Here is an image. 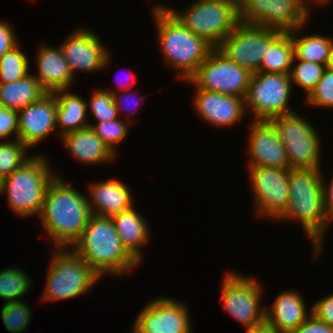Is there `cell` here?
I'll use <instances>...</instances> for the list:
<instances>
[{"instance_id":"13","label":"cell","mask_w":333,"mask_h":333,"mask_svg":"<svg viewBox=\"0 0 333 333\" xmlns=\"http://www.w3.org/2000/svg\"><path fill=\"white\" fill-rule=\"evenodd\" d=\"M283 31L240 23L217 47L250 73L259 71L270 44Z\"/></svg>"},{"instance_id":"15","label":"cell","mask_w":333,"mask_h":333,"mask_svg":"<svg viewBox=\"0 0 333 333\" xmlns=\"http://www.w3.org/2000/svg\"><path fill=\"white\" fill-rule=\"evenodd\" d=\"M145 305L132 326L136 333H193L185 303L158 297Z\"/></svg>"},{"instance_id":"31","label":"cell","mask_w":333,"mask_h":333,"mask_svg":"<svg viewBox=\"0 0 333 333\" xmlns=\"http://www.w3.org/2000/svg\"><path fill=\"white\" fill-rule=\"evenodd\" d=\"M29 147L18 138L0 141V177L6 178L23 166L32 156L27 157Z\"/></svg>"},{"instance_id":"7","label":"cell","mask_w":333,"mask_h":333,"mask_svg":"<svg viewBox=\"0 0 333 333\" xmlns=\"http://www.w3.org/2000/svg\"><path fill=\"white\" fill-rule=\"evenodd\" d=\"M166 7L186 28L215 48L241 23L238 0H198L180 12Z\"/></svg>"},{"instance_id":"35","label":"cell","mask_w":333,"mask_h":333,"mask_svg":"<svg viewBox=\"0 0 333 333\" xmlns=\"http://www.w3.org/2000/svg\"><path fill=\"white\" fill-rule=\"evenodd\" d=\"M90 97V104L87 107H89L91 114L97 120L96 123L118 119L119 115L111 92L106 91L105 88H98L94 90Z\"/></svg>"},{"instance_id":"44","label":"cell","mask_w":333,"mask_h":333,"mask_svg":"<svg viewBox=\"0 0 333 333\" xmlns=\"http://www.w3.org/2000/svg\"><path fill=\"white\" fill-rule=\"evenodd\" d=\"M131 75V74H130ZM129 75V77H131L132 78V81H133V83H131V82H129V83H127V84H129L130 86H128L127 84V86L123 83V84H121V85H119V88L118 89H115V91H113V90H108V89H105L106 91H109V92H111L112 94L113 93H117V92H120L121 91V89H122V91H126V90H130L129 88L130 87H132V85H134V83H136L137 82V78H136V76H135V74H132L131 76ZM119 84V83H118ZM118 86V85H117ZM127 88H126V87ZM125 87V88H124Z\"/></svg>"},{"instance_id":"34","label":"cell","mask_w":333,"mask_h":333,"mask_svg":"<svg viewBox=\"0 0 333 333\" xmlns=\"http://www.w3.org/2000/svg\"><path fill=\"white\" fill-rule=\"evenodd\" d=\"M126 123V124H125ZM132 123L124 122L122 119L118 118L113 121L100 122V123H89L96 135L111 149V151L116 155L118 152L116 147L124 141L129 132L128 125Z\"/></svg>"},{"instance_id":"14","label":"cell","mask_w":333,"mask_h":333,"mask_svg":"<svg viewBox=\"0 0 333 333\" xmlns=\"http://www.w3.org/2000/svg\"><path fill=\"white\" fill-rule=\"evenodd\" d=\"M257 218L278 219L289 202V169L247 167Z\"/></svg>"},{"instance_id":"38","label":"cell","mask_w":333,"mask_h":333,"mask_svg":"<svg viewBox=\"0 0 333 333\" xmlns=\"http://www.w3.org/2000/svg\"><path fill=\"white\" fill-rule=\"evenodd\" d=\"M310 308L312 315L316 319L333 327V293L315 301Z\"/></svg>"},{"instance_id":"42","label":"cell","mask_w":333,"mask_h":333,"mask_svg":"<svg viewBox=\"0 0 333 333\" xmlns=\"http://www.w3.org/2000/svg\"><path fill=\"white\" fill-rule=\"evenodd\" d=\"M322 185L326 215L330 221H333V178L326 186L323 179Z\"/></svg>"},{"instance_id":"4","label":"cell","mask_w":333,"mask_h":333,"mask_svg":"<svg viewBox=\"0 0 333 333\" xmlns=\"http://www.w3.org/2000/svg\"><path fill=\"white\" fill-rule=\"evenodd\" d=\"M154 6L157 42L163 59L167 66L179 71L177 78L186 82L215 47L186 28L164 4Z\"/></svg>"},{"instance_id":"1","label":"cell","mask_w":333,"mask_h":333,"mask_svg":"<svg viewBox=\"0 0 333 333\" xmlns=\"http://www.w3.org/2000/svg\"><path fill=\"white\" fill-rule=\"evenodd\" d=\"M86 196L59 175L50 184L38 217L55 248L71 249L81 236L92 215Z\"/></svg>"},{"instance_id":"43","label":"cell","mask_w":333,"mask_h":333,"mask_svg":"<svg viewBox=\"0 0 333 333\" xmlns=\"http://www.w3.org/2000/svg\"><path fill=\"white\" fill-rule=\"evenodd\" d=\"M245 331L246 333H280L273 326L269 325L266 321L261 325L246 329Z\"/></svg>"},{"instance_id":"17","label":"cell","mask_w":333,"mask_h":333,"mask_svg":"<svg viewBox=\"0 0 333 333\" xmlns=\"http://www.w3.org/2000/svg\"><path fill=\"white\" fill-rule=\"evenodd\" d=\"M249 125L248 167L290 169L284 144L270 120H252Z\"/></svg>"},{"instance_id":"40","label":"cell","mask_w":333,"mask_h":333,"mask_svg":"<svg viewBox=\"0 0 333 333\" xmlns=\"http://www.w3.org/2000/svg\"><path fill=\"white\" fill-rule=\"evenodd\" d=\"M291 333H333V327L316 319L312 314Z\"/></svg>"},{"instance_id":"16","label":"cell","mask_w":333,"mask_h":333,"mask_svg":"<svg viewBox=\"0 0 333 333\" xmlns=\"http://www.w3.org/2000/svg\"><path fill=\"white\" fill-rule=\"evenodd\" d=\"M74 78L77 71L87 73L105 69L110 63L109 51L102 44L98 35L87 28H79L68 34L60 44Z\"/></svg>"},{"instance_id":"27","label":"cell","mask_w":333,"mask_h":333,"mask_svg":"<svg viewBox=\"0 0 333 333\" xmlns=\"http://www.w3.org/2000/svg\"><path fill=\"white\" fill-rule=\"evenodd\" d=\"M303 26L290 31L294 46V57L300 60L326 65L329 50L333 42L332 37L322 34H300ZM299 32V35H298Z\"/></svg>"},{"instance_id":"47","label":"cell","mask_w":333,"mask_h":333,"mask_svg":"<svg viewBox=\"0 0 333 333\" xmlns=\"http://www.w3.org/2000/svg\"><path fill=\"white\" fill-rule=\"evenodd\" d=\"M1 185H2V178L0 177V191H1Z\"/></svg>"},{"instance_id":"9","label":"cell","mask_w":333,"mask_h":333,"mask_svg":"<svg viewBox=\"0 0 333 333\" xmlns=\"http://www.w3.org/2000/svg\"><path fill=\"white\" fill-rule=\"evenodd\" d=\"M308 2V0H238V13L241 23L290 32L307 24L310 16Z\"/></svg>"},{"instance_id":"18","label":"cell","mask_w":333,"mask_h":333,"mask_svg":"<svg viewBox=\"0 0 333 333\" xmlns=\"http://www.w3.org/2000/svg\"><path fill=\"white\" fill-rule=\"evenodd\" d=\"M57 100L54 93H46L38 101L18 111L17 138L33 148L56 130Z\"/></svg>"},{"instance_id":"41","label":"cell","mask_w":333,"mask_h":333,"mask_svg":"<svg viewBox=\"0 0 333 333\" xmlns=\"http://www.w3.org/2000/svg\"><path fill=\"white\" fill-rule=\"evenodd\" d=\"M125 92H126V94H125ZM120 93V94H119ZM131 94V96L129 97V94H128V92H127V90L125 91L124 90V93L123 94H121V91L120 92H117V93H113V98H114V103H115V106H116V109H117V112H118V115H121V112L124 110V108L125 107H132L131 108V111L133 110V106H134V103H136V106H137V103H138V105H139V102H138V100H139V98H140V100L139 101H141V103H142V97H139V98H136V97H138L139 95H137L136 96V94L135 95H133V93L132 92H130ZM122 97H121V96ZM124 95V96H123ZM128 95V98H125L126 96ZM132 95H133V97H132ZM125 98V99H124ZM129 98H131L130 100H131V102L133 103V106H131L132 105V103L130 102V100H129ZM136 98V99H135ZM126 99H128V100H126ZM124 100H126L127 102H125ZM125 103H126V105H125ZM129 103V104H128ZM131 103V104H130ZM125 105V106H124ZM128 105V106H127ZM126 108V109H127ZM137 108V107H136ZM136 108H134V110L136 109ZM125 109V110H126ZM130 111V112H131ZM128 112V111H127ZM132 112H134V111H132Z\"/></svg>"},{"instance_id":"6","label":"cell","mask_w":333,"mask_h":333,"mask_svg":"<svg viewBox=\"0 0 333 333\" xmlns=\"http://www.w3.org/2000/svg\"><path fill=\"white\" fill-rule=\"evenodd\" d=\"M48 267L43 301L68 300L90 291L100 281L99 275L68 248H53ZM71 250V251H70Z\"/></svg>"},{"instance_id":"12","label":"cell","mask_w":333,"mask_h":333,"mask_svg":"<svg viewBox=\"0 0 333 333\" xmlns=\"http://www.w3.org/2000/svg\"><path fill=\"white\" fill-rule=\"evenodd\" d=\"M221 298L229 315L246 329L265 322V307H261V284L255 278L228 271L222 280Z\"/></svg>"},{"instance_id":"22","label":"cell","mask_w":333,"mask_h":333,"mask_svg":"<svg viewBox=\"0 0 333 333\" xmlns=\"http://www.w3.org/2000/svg\"><path fill=\"white\" fill-rule=\"evenodd\" d=\"M305 303L297 290H285L277 295L272 306H265V321L280 333H291L312 314L311 309L307 313Z\"/></svg>"},{"instance_id":"24","label":"cell","mask_w":333,"mask_h":333,"mask_svg":"<svg viewBox=\"0 0 333 333\" xmlns=\"http://www.w3.org/2000/svg\"><path fill=\"white\" fill-rule=\"evenodd\" d=\"M111 218L123 246L141 264L143 261L141 248L150 239L146 219L140 215L138 210L136 211L134 206Z\"/></svg>"},{"instance_id":"29","label":"cell","mask_w":333,"mask_h":333,"mask_svg":"<svg viewBox=\"0 0 333 333\" xmlns=\"http://www.w3.org/2000/svg\"><path fill=\"white\" fill-rule=\"evenodd\" d=\"M16 266L0 270V298L6 302L22 300L31 287L29 274Z\"/></svg>"},{"instance_id":"46","label":"cell","mask_w":333,"mask_h":333,"mask_svg":"<svg viewBox=\"0 0 333 333\" xmlns=\"http://www.w3.org/2000/svg\"><path fill=\"white\" fill-rule=\"evenodd\" d=\"M310 2L322 5L323 3L326 4L327 2H329V0H309V3Z\"/></svg>"},{"instance_id":"45","label":"cell","mask_w":333,"mask_h":333,"mask_svg":"<svg viewBox=\"0 0 333 333\" xmlns=\"http://www.w3.org/2000/svg\"><path fill=\"white\" fill-rule=\"evenodd\" d=\"M325 67H326V70L333 71V42H332L330 50H329L328 60H327Z\"/></svg>"},{"instance_id":"28","label":"cell","mask_w":333,"mask_h":333,"mask_svg":"<svg viewBox=\"0 0 333 333\" xmlns=\"http://www.w3.org/2000/svg\"><path fill=\"white\" fill-rule=\"evenodd\" d=\"M294 46L290 32H282L268 47L258 72L290 74Z\"/></svg>"},{"instance_id":"25","label":"cell","mask_w":333,"mask_h":333,"mask_svg":"<svg viewBox=\"0 0 333 333\" xmlns=\"http://www.w3.org/2000/svg\"><path fill=\"white\" fill-rule=\"evenodd\" d=\"M57 100L56 129L60 128L59 137L89 127L87 122L88 107L80 95L68 89L53 92Z\"/></svg>"},{"instance_id":"32","label":"cell","mask_w":333,"mask_h":333,"mask_svg":"<svg viewBox=\"0 0 333 333\" xmlns=\"http://www.w3.org/2000/svg\"><path fill=\"white\" fill-rule=\"evenodd\" d=\"M325 70V65L309 62L306 60H300L293 57L292 67L289 74L290 80L292 84L302 88L305 91V96L307 97L322 78Z\"/></svg>"},{"instance_id":"21","label":"cell","mask_w":333,"mask_h":333,"mask_svg":"<svg viewBox=\"0 0 333 333\" xmlns=\"http://www.w3.org/2000/svg\"><path fill=\"white\" fill-rule=\"evenodd\" d=\"M36 53L38 74L33 76L39 81L41 87L47 93L69 90L75 78L61 47H51L42 43Z\"/></svg>"},{"instance_id":"3","label":"cell","mask_w":333,"mask_h":333,"mask_svg":"<svg viewBox=\"0 0 333 333\" xmlns=\"http://www.w3.org/2000/svg\"><path fill=\"white\" fill-rule=\"evenodd\" d=\"M72 251L100 278L107 273L123 276L140 264L123 246L111 217L92 214Z\"/></svg>"},{"instance_id":"36","label":"cell","mask_w":333,"mask_h":333,"mask_svg":"<svg viewBox=\"0 0 333 333\" xmlns=\"http://www.w3.org/2000/svg\"><path fill=\"white\" fill-rule=\"evenodd\" d=\"M307 104L321 108H333V71L325 70L311 93L305 97Z\"/></svg>"},{"instance_id":"33","label":"cell","mask_w":333,"mask_h":333,"mask_svg":"<svg viewBox=\"0 0 333 333\" xmlns=\"http://www.w3.org/2000/svg\"><path fill=\"white\" fill-rule=\"evenodd\" d=\"M31 314L24 300L6 302L1 309V319L9 333H23L30 325Z\"/></svg>"},{"instance_id":"5","label":"cell","mask_w":333,"mask_h":333,"mask_svg":"<svg viewBox=\"0 0 333 333\" xmlns=\"http://www.w3.org/2000/svg\"><path fill=\"white\" fill-rule=\"evenodd\" d=\"M46 159L42 154H36L2 179L0 194H8V206L18 216L40 214L48 188L57 177Z\"/></svg>"},{"instance_id":"20","label":"cell","mask_w":333,"mask_h":333,"mask_svg":"<svg viewBox=\"0 0 333 333\" xmlns=\"http://www.w3.org/2000/svg\"><path fill=\"white\" fill-rule=\"evenodd\" d=\"M88 189L89 209L94 215L112 217L134 204L132 192L123 181L109 179L93 182Z\"/></svg>"},{"instance_id":"30","label":"cell","mask_w":333,"mask_h":333,"mask_svg":"<svg viewBox=\"0 0 333 333\" xmlns=\"http://www.w3.org/2000/svg\"><path fill=\"white\" fill-rule=\"evenodd\" d=\"M29 58L18 44L0 57V84L15 82L29 72Z\"/></svg>"},{"instance_id":"26","label":"cell","mask_w":333,"mask_h":333,"mask_svg":"<svg viewBox=\"0 0 333 333\" xmlns=\"http://www.w3.org/2000/svg\"><path fill=\"white\" fill-rule=\"evenodd\" d=\"M46 93L39 81L29 73L15 82L0 84V106L19 111L38 101Z\"/></svg>"},{"instance_id":"8","label":"cell","mask_w":333,"mask_h":333,"mask_svg":"<svg viewBox=\"0 0 333 333\" xmlns=\"http://www.w3.org/2000/svg\"><path fill=\"white\" fill-rule=\"evenodd\" d=\"M270 121L284 144L290 169L320 168L321 139L308 120L294 112Z\"/></svg>"},{"instance_id":"37","label":"cell","mask_w":333,"mask_h":333,"mask_svg":"<svg viewBox=\"0 0 333 333\" xmlns=\"http://www.w3.org/2000/svg\"><path fill=\"white\" fill-rule=\"evenodd\" d=\"M19 128L18 111L10 110L0 106V140L9 141L12 134L17 139ZM11 135V136H10Z\"/></svg>"},{"instance_id":"2","label":"cell","mask_w":333,"mask_h":333,"mask_svg":"<svg viewBox=\"0 0 333 333\" xmlns=\"http://www.w3.org/2000/svg\"><path fill=\"white\" fill-rule=\"evenodd\" d=\"M321 171V168L289 169V202L277 219L299 222L311 239L316 258L322 252L325 232L330 225L324 206Z\"/></svg>"},{"instance_id":"23","label":"cell","mask_w":333,"mask_h":333,"mask_svg":"<svg viewBox=\"0 0 333 333\" xmlns=\"http://www.w3.org/2000/svg\"><path fill=\"white\" fill-rule=\"evenodd\" d=\"M64 149L83 164L109 163L117 156L96 135L91 127L65 134L61 138Z\"/></svg>"},{"instance_id":"10","label":"cell","mask_w":333,"mask_h":333,"mask_svg":"<svg viewBox=\"0 0 333 333\" xmlns=\"http://www.w3.org/2000/svg\"><path fill=\"white\" fill-rule=\"evenodd\" d=\"M292 86L289 74L252 73L245 97L246 112L252 109L253 120H271L294 113L288 106Z\"/></svg>"},{"instance_id":"19","label":"cell","mask_w":333,"mask_h":333,"mask_svg":"<svg viewBox=\"0 0 333 333\" xmlns=\"http://www.w3.org/2000/svg\"><path fill=\"white\" fill-rule=\"evenodd\" d=\"M196 89V95H194L196 112L213 127L229 128L245 116V98Z\"/></svg>"},{"instance_id":"39","label":"cell","mask_w":333,"mask_h":333,"mask_svg":"<svg viewBox=\"0 0 333 333\" xmlns=\"http://www.w3.org/2000/svg\"><path fill=\"white\" fill-rule=\"evenodd\" d=\"M11 25L0 21V57L19 44Z\"/></svg>"},{"instance_id":"11","label":"cell","mask_w":333,"mask_h":333,"mask_svg":"<svg viewBox=\"0 0 333 333\" xmlns=\"http://www.w3.org/2000/svg\"><path fill=\"white\" fill-rule=\"evenodd\" d=\"M251 74L216 47L186 81L198 89L245 98Z\"/></svg>"}]
</instances>
